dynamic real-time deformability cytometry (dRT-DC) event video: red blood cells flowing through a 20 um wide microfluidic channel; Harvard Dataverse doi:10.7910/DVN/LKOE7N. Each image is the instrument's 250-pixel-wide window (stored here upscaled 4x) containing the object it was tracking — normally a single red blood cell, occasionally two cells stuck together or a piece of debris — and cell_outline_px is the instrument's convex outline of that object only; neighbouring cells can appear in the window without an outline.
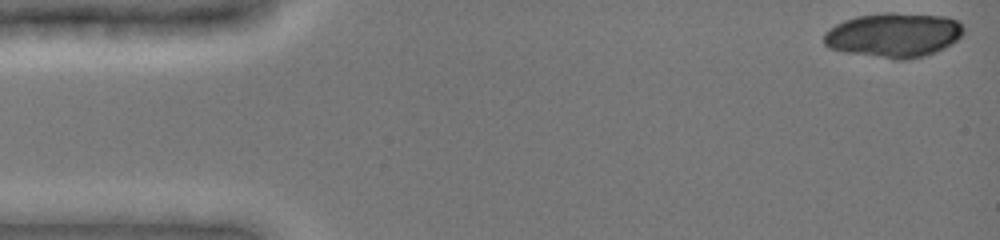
{"species": "common noctule bat (a hibernating species)", "species_latin": "Nyctalus noctula", "temperature_condition": "cold", "stored_images_in_passage": 47, "camera_frame_rate_fps": 3000, "um_per_image_px": 0.085, "animal": {"sex": "female", "body_mass_g": 19.0, "forearm_length_mm": 51.5}, "frame": {"image": 1, "passage_image": 1, "time_ms": 0.0, "image_size_px": [1000, 240], "cell_outline_px": [[964, 32], [952, 44], [936, 52], [924, 56], [904, 60], [892, 60], [844, 52], [828, 48], [824, 44], [824, 32], [828, 28], [844, 20], [856, 16], [884, 12], [896, 12], [948, 16], [956, 20], [964, 28]], "centroid_in_image_um": [75.95, 2.98], "position_along_channel_um": 9.1, "area_um2": 36.88}}